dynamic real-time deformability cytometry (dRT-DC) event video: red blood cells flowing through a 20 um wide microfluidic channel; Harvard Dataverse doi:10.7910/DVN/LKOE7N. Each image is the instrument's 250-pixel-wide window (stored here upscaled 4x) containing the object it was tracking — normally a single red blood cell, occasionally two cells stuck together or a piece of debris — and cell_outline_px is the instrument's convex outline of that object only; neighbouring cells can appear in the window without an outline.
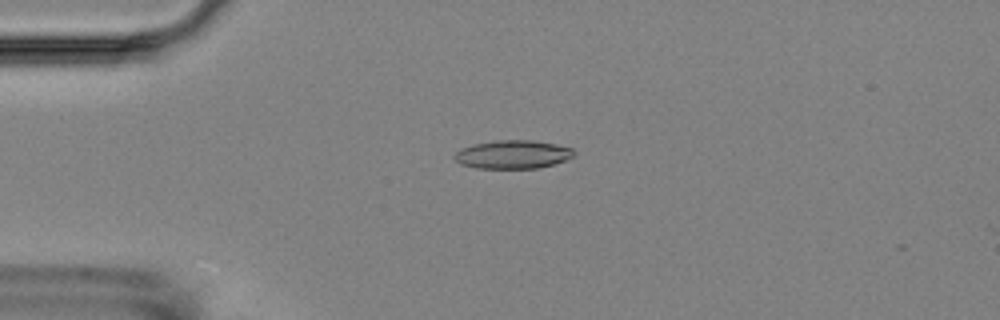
{"species": "Egyptian fruit bat (a non-hibernating species)", "species_latin": "Rousettus aegyptiacus", "temperature_condition": "room temperature", "stored_images_in_passage": 6, "camera_frame_rate_fps": 3000, "um_per_image_px": 0.085, "animal": {"sex": "female"}, "frame": {"image": 1, "passage_image": 4, "time_ms": 3.667, "image_size_px": [1000, 320], "cell_outline_px": [[576, 152], [572, 156], [564, 160], [540, 168], [476, 168], [460, 164], [452, 156], [460, 148], [472, 144], [496, 140], [532, 140], [556, 144], [572, 148]], "centroid_in_image_um": [43.55, 13.12], "position_along_channel_um": 41.5, "area_um2": 19.83}}